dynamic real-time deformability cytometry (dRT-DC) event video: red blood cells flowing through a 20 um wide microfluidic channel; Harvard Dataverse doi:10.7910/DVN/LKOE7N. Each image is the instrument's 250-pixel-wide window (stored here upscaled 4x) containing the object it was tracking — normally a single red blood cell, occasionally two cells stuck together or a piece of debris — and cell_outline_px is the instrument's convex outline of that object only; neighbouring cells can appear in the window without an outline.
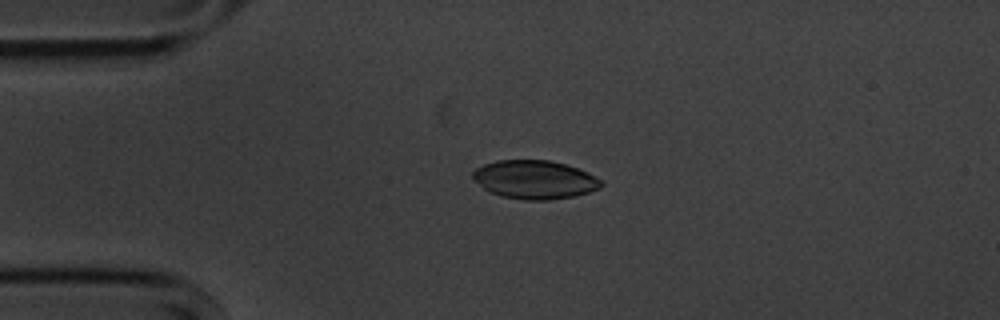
{"species": "common noctule bat (a hibernating species)", "species_latin": "Nyctalus noctula", "temperature_condition": "cold", "stored_images_in_passage": 43, "camera_frame_rate_fps": 3000, "um_per_image_px": 0.085, "animal": {"sex": "male", "body_mass_g": 20.1, "forearm_length_mm": 53.5}, "frame": {"image": 1, "passage_image": 1, "time_ms": 0.0, "image_size_px": [1000, 320], "cell_outline_px": [[604, 184], [600, 188], [588, 192], [572, 196], [548, 200], [524, 200], [504, 196], [492, 192], [484, 188], [472, 176], [472, 172], [476, 168], [484, 164], [496, 160], [548, 160], [564, 164], [588, 172], [600, 180]], "centroid_in_image_um": [45.45, 15.26], "position_along_channel_um": 39.5, "area_um2": 28.44}}
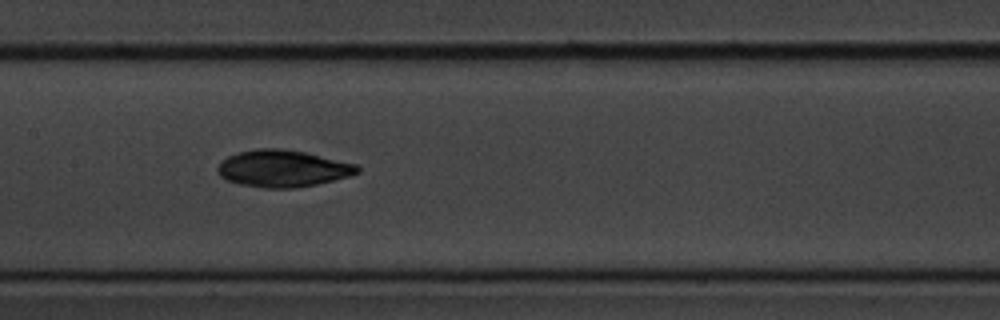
{"frame": {"image": 2, "passage_image": 15, "time_ms": 4.667, "image_size_px": [1000, 320], "cell_outline_px": [[360, 172], [352, 176], [316, 184], [292, 188], [264, 188], [240, 184], [228, 180], [220, 176], [216, 168], [228, 156], [240, 152], [256, 148], [280, 148], [304, 152], [356, 164], [360, 168]], "centroid_in_image_um": [24.06, 14.32], "position_along_channel_um": 183.3, "area_um2": 29.88}}
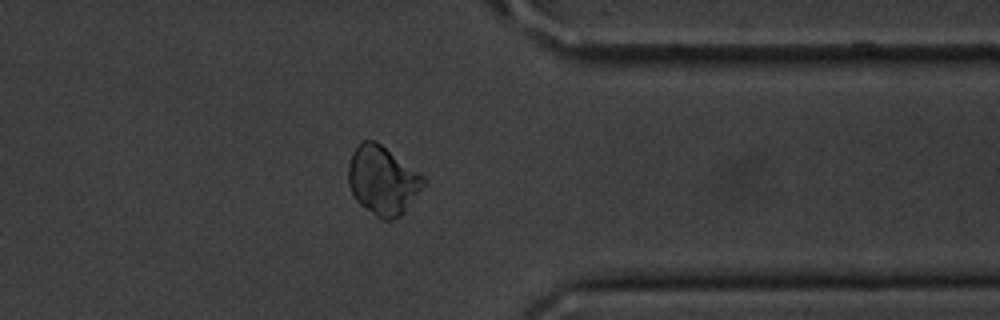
{"frame": {"image": 3, "passage_image": 32, "time_ms": 10.333, "image_size_px": [1000, 320], "cell_outline_px": [[424, 184], [404, 212], [400, 216], [392, 220], [380, 220], [364, 208], [356, 200], [348, 184], [348, 164], [352, 152], [364, 140], [372, 140], [380, 144], [424, 176]], "centroid_in_image_um": [32.49, 15.36], "position_along_channel_um": 378.9, "area_um2": 29.71}, "authors_computed_cell_mechanics": {"area_um2": 29.5936, "velocity_mm_per_s": 3.6004, "shape_relaxation_time_tau1_ms": 3.3606, "shape_relaxation_time_tau2_ms": 5.9715, "deformation_change_tau1": 0.0693, "deformation_change_tau2": 0.0888}}